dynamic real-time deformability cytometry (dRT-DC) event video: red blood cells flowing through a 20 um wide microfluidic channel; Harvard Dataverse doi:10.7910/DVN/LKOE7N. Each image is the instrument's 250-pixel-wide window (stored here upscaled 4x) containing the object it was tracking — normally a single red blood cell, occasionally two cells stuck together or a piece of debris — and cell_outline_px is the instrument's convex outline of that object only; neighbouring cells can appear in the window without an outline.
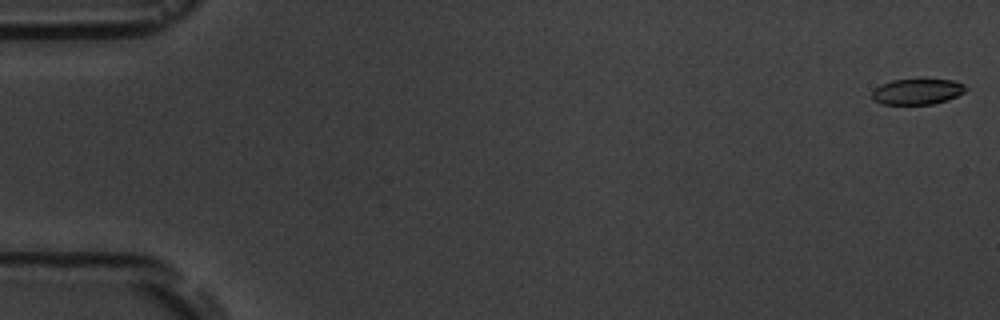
{"species": "common noctule bat (a hibernating species)", "species_latin": "Nyctalus noctula", "temperature_condition": "room temperature", "stored_images_in_passage": 4, "camera_frame_rate_fps": 3000, "um_per_image_px": 0.085, "animal": {"sex": "male", "body_mass_g": 19.5, "forearm_length_mm": 54.6}, "frame": {"image": 1, "passage_image": 1, "time_ms": 0.0, "image_size_px": [1000, 320], "cell_outline_px": [[968, 88], [964, 92], [948, 100], [932, 104], [880, 104], [872, 100], [872, 92], [880, 84], [892, 80], [952, 80], [964, 84]], "centroid_in_image_um": [77.95, 7.8], "position_along_channel_um": 7.1, "area_um2": 13.99}}